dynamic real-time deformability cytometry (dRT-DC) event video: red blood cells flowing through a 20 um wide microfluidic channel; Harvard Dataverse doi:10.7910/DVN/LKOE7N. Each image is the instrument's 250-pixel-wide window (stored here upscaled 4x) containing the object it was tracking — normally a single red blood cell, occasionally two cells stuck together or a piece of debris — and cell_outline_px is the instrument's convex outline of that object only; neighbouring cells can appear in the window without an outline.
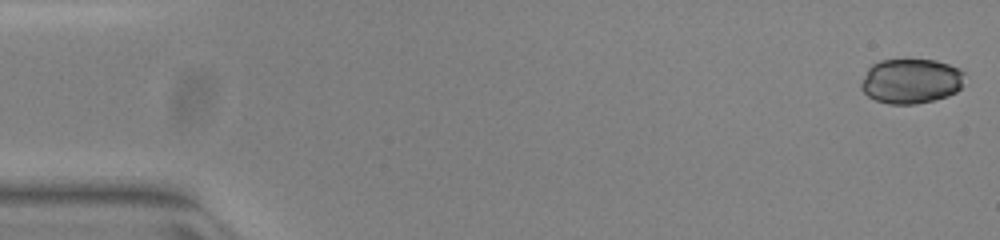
{"species": "common noctule bat (a hibernating species)", "species_latin": "Nyctalus noctula", "temperature_condition": "warm", "stored_images_in_passage": 52, "camera_frame_rate_fps": 3000, "um_per_image_px": 0.085, "animal": {"sex": "female", "body_mass_g": 23.0, "forearm_length_mm": 53.4}, "frame": {"image": 1, "passage_image": 1, "time_ms": 0.0, "image_size_px": [1000, 240], "cell_outline_px": [[964, 72], [960, 88], [956, 92], [948, 96], [916, 104], [888, 104], [876, 100], [868, 96], [860, 88], [860, 84], [868, 68], [872, 64], [880, 60], [936, 60], [948, 64]], "centroid_in_image_um": [77.4, 6.9], "position_along_channel_um": 7.6, "area_um2": 26.93}}
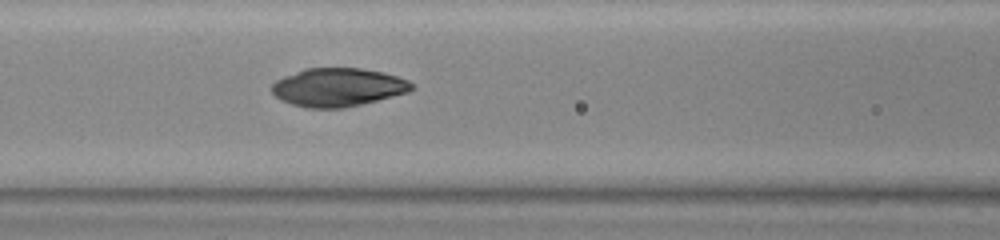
{"frame": {"image": 2, "passage_image": 22, "time_ms": 7.0, "image_size_px": [1000, 240], "cell_outline_px": [[416, 88], [408, 92], [344, 108], [308, 108], [292, 104], [276, 96], [272, 92], [272, 84], [276, 80], [284, 76], [304, 68], [360, 68], [384, 72], [408, 80]], "centroid_in_image_um": [28.73, 7.41], "position_along_channel_um": 137.9, "area_um2": 31.1}}
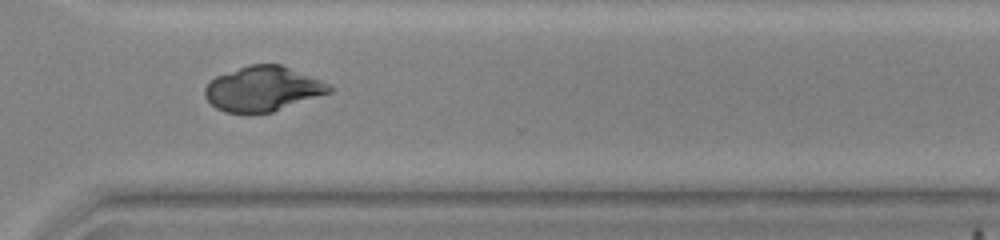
{"frame": {"image": 3, "passage_image": 38, "time_ms": 12.333, "image_size_px": [1000, 240], "cell_outline_px": [[332, 92], [272, 112], [248, 116], [224, 112], [216, 108], [204, 96], [204, 88], [216, 76], [248, 64], [280, 64], [320, 80], [328, 84], [332, 88]], "centroid_in_image_um": [22.3, 7.59], "position_along_channel_um": 348.3, "area_um2": 32.83}}